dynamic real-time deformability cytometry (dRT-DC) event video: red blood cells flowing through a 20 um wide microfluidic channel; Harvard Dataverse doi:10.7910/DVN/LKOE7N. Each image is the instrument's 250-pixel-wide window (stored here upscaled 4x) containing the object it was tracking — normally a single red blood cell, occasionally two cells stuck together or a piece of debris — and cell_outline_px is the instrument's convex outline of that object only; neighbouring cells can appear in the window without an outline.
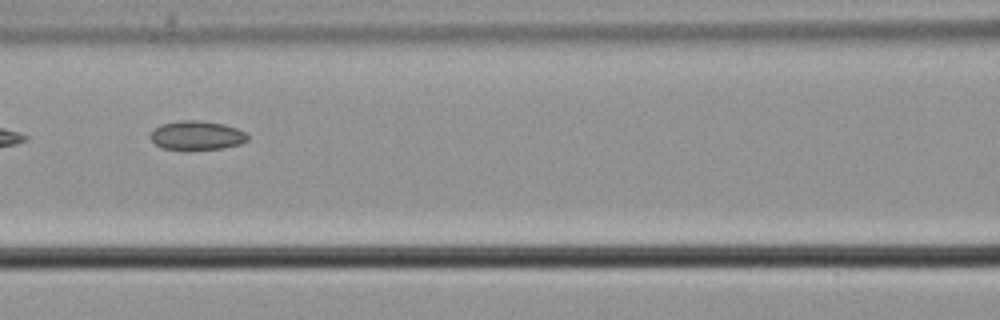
{"species": "common noctule bat (a hibernating species)", "species_latin": "Nyctalus noctula", "temperature_condition": "cold", "stored_images_in_passage": 8, "camera_frame_rate_fps": 3000, "um_per_image_px": 0.085, "animal": {"sex": "male", "body_mass_g": 21.5, "forearm_length_mm": 52.0}, "frame": {"image": 1, "passage_image": 8, "time_ms": 2.333, "image_size_px": [1000, 320], "cell_outline_px": [[248, 140], [240, 144], [224, 148], [164, 148], [156, 144], [148, 136], [160, 124], [176, 120], [200, 120], [224, 124], [236, 128], [244, 132], [248, 136]], "centroid_in_image_um": [16.73, 11.47], "position_along_channel_um": 149.9, "area_um2": 16.13}}